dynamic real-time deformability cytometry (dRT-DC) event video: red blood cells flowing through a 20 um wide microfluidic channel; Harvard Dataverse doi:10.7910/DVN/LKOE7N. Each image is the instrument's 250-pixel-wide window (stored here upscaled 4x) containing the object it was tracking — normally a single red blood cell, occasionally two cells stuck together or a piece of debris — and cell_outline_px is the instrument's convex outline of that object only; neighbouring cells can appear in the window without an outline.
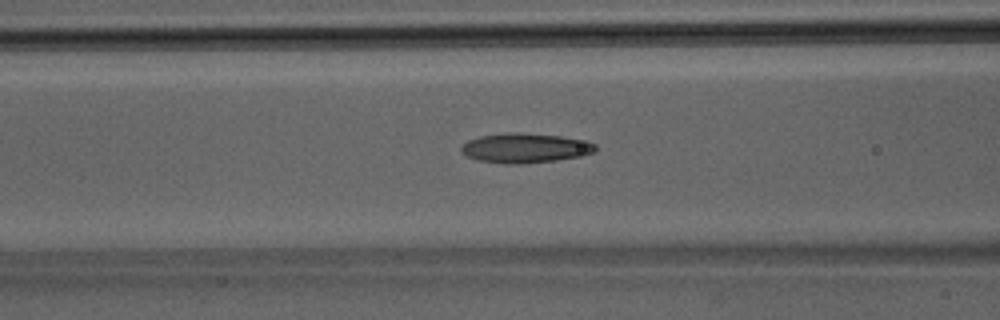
{"species": "Egyptian fruit bat (a non-hibernating species)", "species_latin": "Rousettus aegyptiacus", "temperature_condition": "room temperature", "stored_images_in_passage": 33, "camera_frame_rate_fps": 3000, "um_per_image_px": 0.085, "animal": {"sex": "male"}, "frame": {"image": 1, "passage_image": 9, "time_ms": 2.667, "image_size_px": [1000, 320], "cell_outline_px": [[596, 152], [580, 156], [556, 160], [524, 164], [504, 164], [480, 160], [468, 156], [460, 152], [460, 148], [468, 140], [480, 136], [508, 132], [516, 132], [560, 136], [588, 140], [596, 144]], "centroid_in_image_um": [44.67, 12.58], "position_along_channel_um": 121.9, "area_um2": 23.29}}
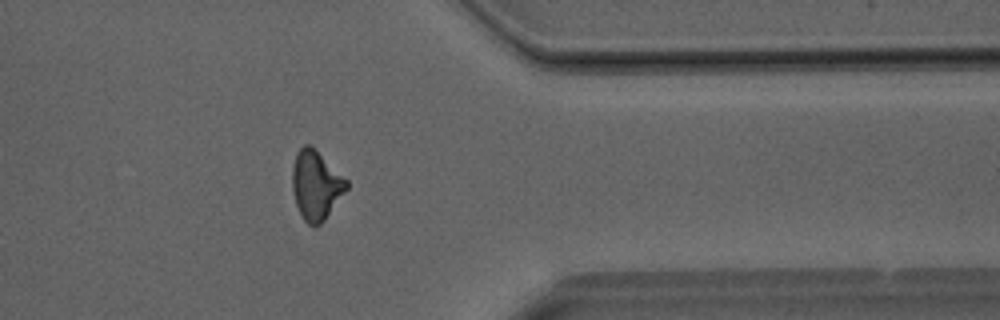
{"frame": {"image": 2, "passage_image": 25, "time_ms": 8.0, "image_size_px": [1000, 320], "cell_outline_px": [[348, 188], [324, 220], [316, 228], [312, 228], [304, 220], [296, 204], [292, 188], [292, 168], [296, 152], [304, 144], [308, 144], [348, 180]], "centroid_in_image_um": [26.84, 15.77], "position_along_channel_um": 384.6, "area_um2": 21.62}}
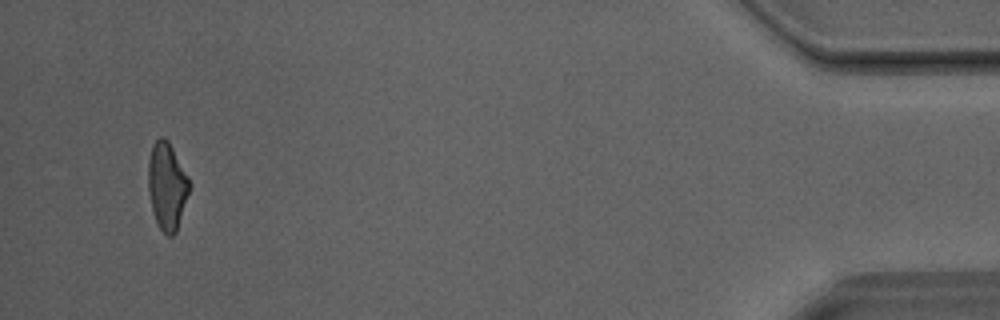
{"frame": {"image": 3, "passage_image": 31, "time_ms": 10.0, "image_size_px": [1000, 320], "cell_outline_px": [[192, 184], [176, 232], [172, 236], [168, 236], [160, 228], [156, 220], [152, 208], [148, 192], [148, 160], [152, 144], [160, 136], [164, 136], [168, 140], [188, 176]], "centroid_in_image_um": [14.2, 15.78], "position_along_channel_um": 421.0, "area_um2": 21.04}}